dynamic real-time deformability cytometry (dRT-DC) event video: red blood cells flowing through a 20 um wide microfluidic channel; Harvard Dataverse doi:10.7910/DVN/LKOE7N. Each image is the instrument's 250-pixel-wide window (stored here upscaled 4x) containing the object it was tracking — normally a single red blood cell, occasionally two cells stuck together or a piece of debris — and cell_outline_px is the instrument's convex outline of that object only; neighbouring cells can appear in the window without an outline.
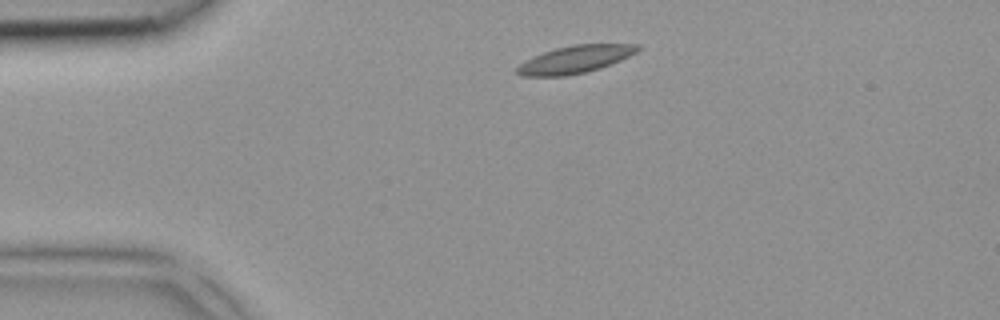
{"species": "common noctule bat (a hibernating species)", "species_latin": "Nyctalus noctula", "temperature_condition": "room temperature", "stored_images_in_passage": 3, "camera_frame_rate_fps": 3000, "um_per_image_px": 0.085, "animal": {"sex": "female", "body_mass_g": 18.4}, "frame": {"image": 1, "passage_image": 3, "time_ms": 0.667, "image_size_px": [1000, 320], "cell_outline_px": [[640, 48], [636, 52], [620, 60], [600, 68], [584, 72], [564, 76], [524, 76], [516, 72], [516, 68], [520, 64], [544, 52], [556, 48], [572, 44], [640, 44]], "centroid_in_image_um": [48.91, 5.04], "position_along_channel_um": 36.1, "area_um2": 18.96}}